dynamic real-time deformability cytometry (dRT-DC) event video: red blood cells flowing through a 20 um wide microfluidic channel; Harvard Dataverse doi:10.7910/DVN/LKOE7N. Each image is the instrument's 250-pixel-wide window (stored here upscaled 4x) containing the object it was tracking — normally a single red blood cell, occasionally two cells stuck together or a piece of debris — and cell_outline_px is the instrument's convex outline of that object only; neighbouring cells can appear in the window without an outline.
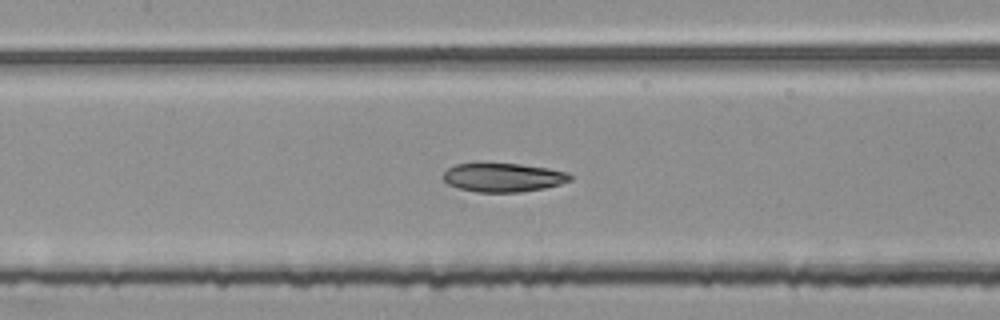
{"species": "common noctule bat (a hibernating species)", "species_latin": "Nyctalus noctula", "temperature_condition": "room temperature", "stored_images_in_passage": 54, "camera_frame_rate_fps": 3000, "um_per_image_px": 0.085, "animal": {"sex": "female", "body_mass_g": 25.1}, "frame": {"image": 1, "passage_image": 25, "time_ms": 8.0, "image_size_px": [1000, 320], "cell_outline_px": [[572, 180], [560, 184], [544, 188], [520, 192], [476, 192], [460, 188], [448, 184], [444, 180], [444, 172], [448, 168], [456, 164], [480, 160], [520, 164], [548, 168], [568, 172], [572, 176]], "centroid_in_image_um": [42.74, 15.04], "position_along_channel_um": 164.7, "area_um2": 22.02}}
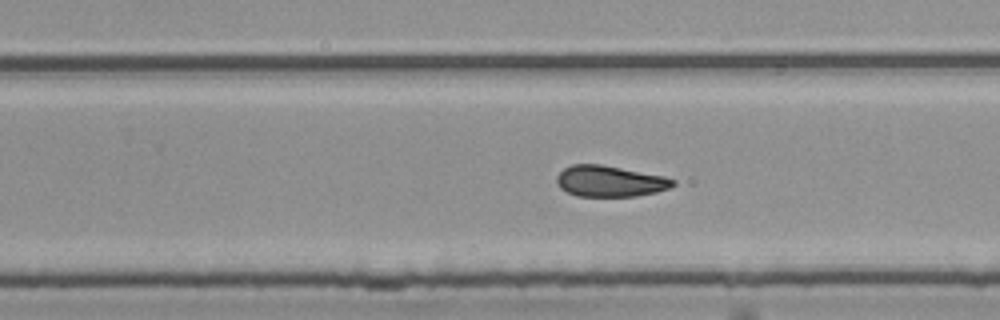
{"frame": {"image": 2, "passage_image": 34, "time_ms": 11.0, "image_size_px": [1000, 320], "cell_outline_px": [[676, 184], [668, 188], [656, 192], [636, 196], [576, 196], [560, 188], [556, 184], [556, 176], [564, 168], [572, 164], [600, 164], [664, 176], [676, 180]], "centroid_in_image_um": [51.82, 15.4], "position_along_channel_um": 278.0, "area_um2": 21.04}}
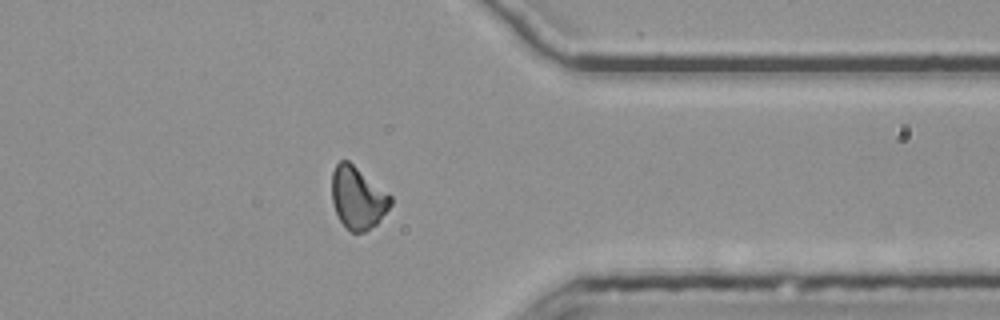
{"frame": {"image": 3, "passage_image": 43, "time_ms": 14.0, "image_size_px": [1000, 320], "cell_outline_px": [[392, 204], [376, 224], [364, 232], [352, 232], [340, 220], [336, 212], [332, 200], [332, 172], [336, 164], [340, 160], [348, 160], [388, 192], [392, 196]], "centroid_in_image_um": [30.41, 16.79], "position_along_channel_um": 381.0, "area_um2": 21.15}, "authors_computed_cell_mechanics": {"area_um2": 21.6461, "velocity_mm_per_s": 3.7859, "shape_relaxation_time_tau1_ms": null, "shape_relaxation_time_tau2_ms": 6.9464, "deformation_change_tau1": null, "deformation_change_tau2": 0.1465}}